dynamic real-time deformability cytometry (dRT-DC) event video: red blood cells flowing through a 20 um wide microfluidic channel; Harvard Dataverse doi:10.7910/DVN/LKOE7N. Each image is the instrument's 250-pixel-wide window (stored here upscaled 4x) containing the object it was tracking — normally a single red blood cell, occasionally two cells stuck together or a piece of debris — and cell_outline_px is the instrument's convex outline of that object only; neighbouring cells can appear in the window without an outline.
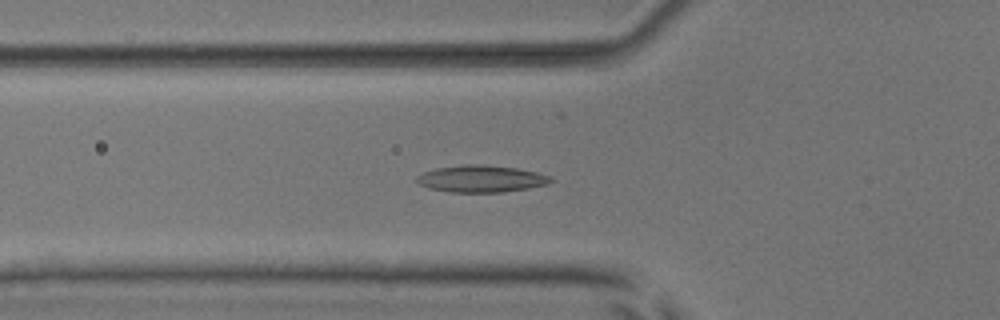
{"species": "common noctule bat (a hibernating species)", "species_latin": "Nyctalus noctula", "temperature_condition": "room temperature", "stored_images_in_passage": 53, "camera_frame_rate_fps": 3000, "um_per_image_px": 0.085, "animal": {"sex": "male", "body_mass_g": 17.9, "forearm_length_mm": 54.2}, "frame": {"image": 1, "passage_image": 19, "time_ms": 6.0, "image_size_px": [1000, 320], "cell_outline_px": [[552, 180], [548, 184], [528, 188], [504, 192], [452, 192], [428, 188], [420, 184], [416, 180], [416, 176], [424, 172], [436, 168], [464, 164], [484, 164], [516, 168], [536, 172], [552, 176]], "centroid_in_image_um": [40.9, 15.19], "position_along_channel_um": 84.9, "area_um2": 21.04}}
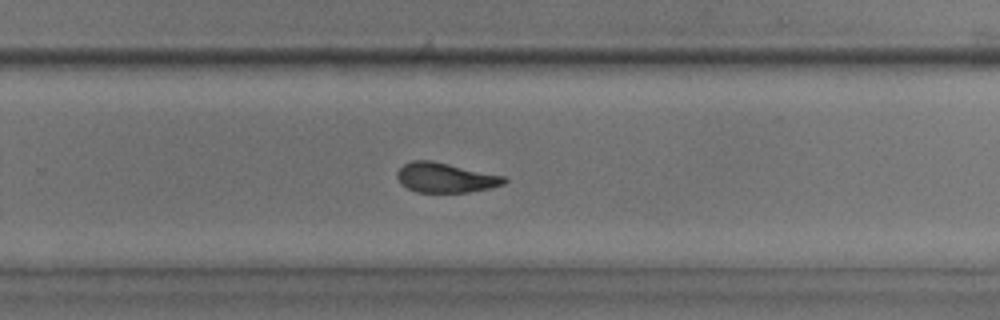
{"frame": {"image": 2, "passage_image": 35, "time_ms": 11.333, "image_size_px": [1000, 320], "cell_outline_px": [[508, 180], [504, 184], [488, 188], [468, 192], [416, 192], [408, 188], [396, 176], [396, 172], [404, 164], [412, 160], [432, 160], [504, 176]], "centroid_in_image_um": [37.86, 15.09], "position_along_channel_um": 291.9, "area_um2": 18.38}}
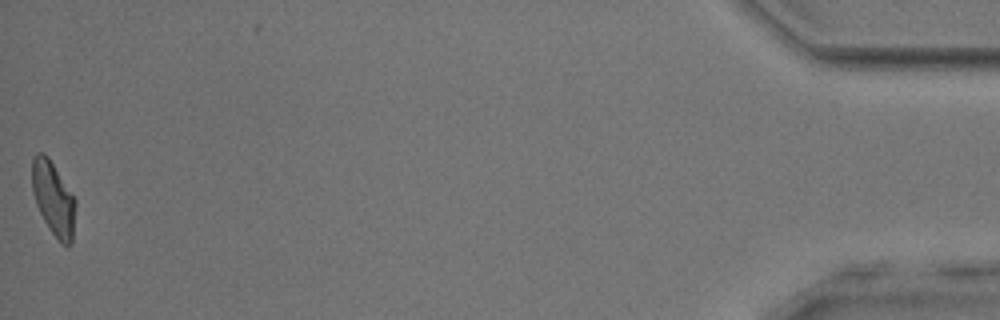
{"frame": {"image": 3, "passage_image": 53, "time_ms": 17.333, "image_size_px": [1000, 320], "cell_outline_px": [[76, 204], [72, 244], [68, 248], [60, 244], [48, 228], [36, 204], [32, 192], [32, 156], [36, 152], [44, 152], [48, 156], [76, 200]], "centroid_in_image_um": [4.54, 16.91], "position_along_channel_um": 430.7, "area_um2": 19.02}, "authors_computed_cell_mechanics": {"area_um2": 19.4208, "velocity_mm_per_s": 3.8859, "shape_relaxation_time_tau1_ms": null, "shape_relaxation_time_tau2_ms": 1.9058, "deformation_change_tau1": null, "deformation_change_tau2": 0.0862}}